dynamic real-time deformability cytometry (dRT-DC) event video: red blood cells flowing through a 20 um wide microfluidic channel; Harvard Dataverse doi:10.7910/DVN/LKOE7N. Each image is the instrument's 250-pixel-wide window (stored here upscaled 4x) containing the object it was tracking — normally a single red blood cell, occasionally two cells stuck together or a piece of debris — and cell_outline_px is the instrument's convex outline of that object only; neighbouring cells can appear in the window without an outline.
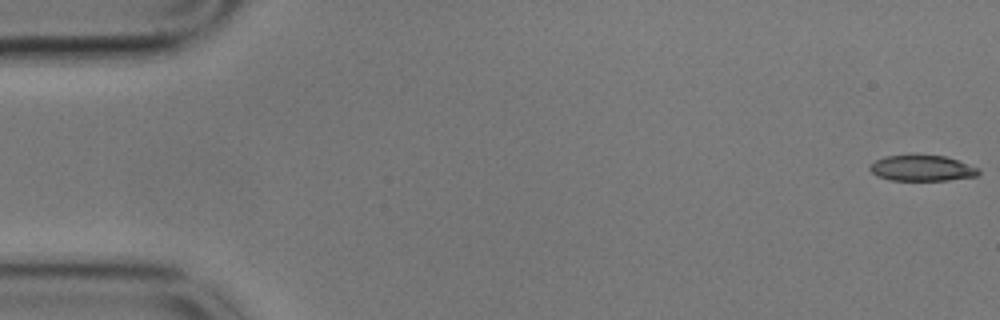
{"species": "common noctule bat (a hibernating species)", "species_latin": "Nyctalus noctula", "temperature_condition": "cold", "stored_images_in_passage": 56, "camera_frame_rate_fps": 3000, "um_per_image_px": 0.085, "animal": {"sex": "male", "body_mass_g": 17.9}, "frame": {"image": 1, "passage_image": 1, "time_ms": 0.0, "image_size_px": [1000, 320], "cell_outline_px": [[980, 172], [976, 176], [948, 180], [892, 180], [876, 176], [868, 168], [876, 160], [884, 156], [944, 156], [980, 168]], "centroid_in_image_um": [78.37, 14.31], "position_along_channel_um": 6.6, "area_um2": 16.01}}
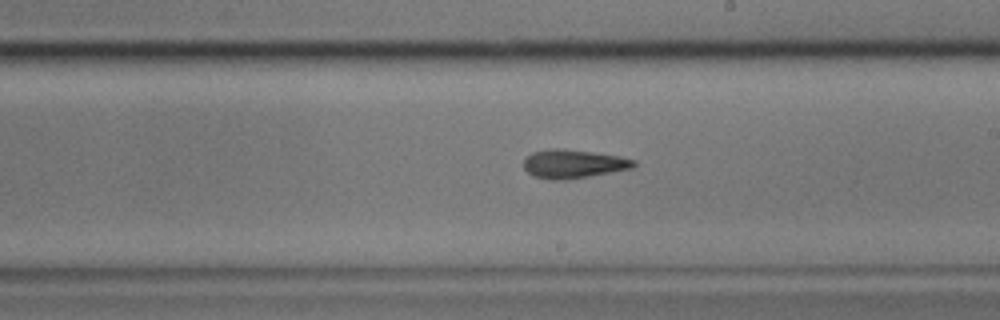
{"frame": {"image": 2, "passage_image": 32, "time_ms": 10.333, "image_size_px": [1000, 320], "cell_outline_px": [[636, 164], [632, 168], [568, 180], [552, 180], [532, 176], [524, 168], [524, 160], [532, 152], [548, 148], [564, 148], [620, 156], [636, 160]], "centroid_in_image_um": [48.72, 13.92], "position_along_channel_um": 240.3, "area_um2": 18.5}}
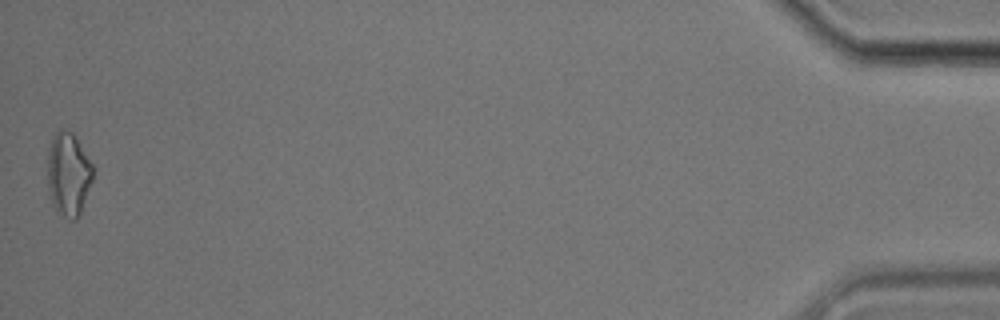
{"frame": {"image": 3, "passage_image": 56, "time_ms": 18.333, "image_size_px": [1000, 320], "cell_outline_px": [[92, 180], [80, 212], [76, 220], [72, 220], [56, 212], [48, 196], [48, 148], [56, 132], [60, 128], [64, 128], [72, 132], [92, 164]], "centroid_in_image_um": [5.78, 14.81], "position_along_channel_um": 429.4, "area_um2": 21.91}, "authors_computed_cell_mechanics": {"area_um2": 18.207, "velocity_mm_per_s": 3.5567, "shape_relaxation_time_tau1_ms": 5.4461, "shape_relaxation_time_tau2_ms": 5.6726, "deformation_change_tau1": 0.1413, "deformation_change_tau2": 0.1631}}